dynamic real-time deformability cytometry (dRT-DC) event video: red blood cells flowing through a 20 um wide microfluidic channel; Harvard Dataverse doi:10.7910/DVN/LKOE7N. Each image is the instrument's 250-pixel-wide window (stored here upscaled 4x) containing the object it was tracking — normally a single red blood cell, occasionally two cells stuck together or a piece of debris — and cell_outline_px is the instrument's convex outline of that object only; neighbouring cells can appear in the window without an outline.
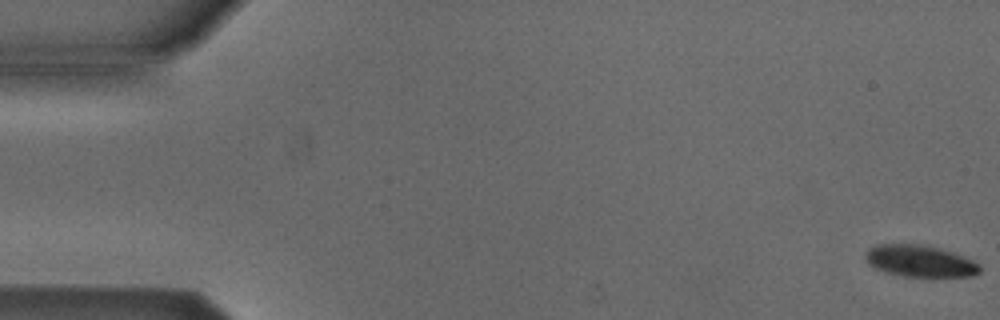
{"species": "Egyptian fruit bat (a non-hibernating species)", "species_latin": "Rousettus aegyptiacus", "temperature_condition": "cold", "stored_images_in_passage": 14, "camera_frame_rate_fps": 3000, "um_per_image_px": 0.085, "animal": {"sex": "male"}, "frame": {"image": 1, "passage_image": 1, "time_ms": 0.0, "image_size_px": [1000, 320], "cell_outline_px": [[980, 272], [972, 276], [904, 276], [884, 272], [868, 264], [864, 260], [864, 256], [868, 248], [876, 244], [920, 244], [940, 248], [952, 252], [972, 260], [980, 264]], "centroid_in_image_um": [78.15, 22.18], "position_along_channel_um": 6.9, "area_um2": 21.15}}